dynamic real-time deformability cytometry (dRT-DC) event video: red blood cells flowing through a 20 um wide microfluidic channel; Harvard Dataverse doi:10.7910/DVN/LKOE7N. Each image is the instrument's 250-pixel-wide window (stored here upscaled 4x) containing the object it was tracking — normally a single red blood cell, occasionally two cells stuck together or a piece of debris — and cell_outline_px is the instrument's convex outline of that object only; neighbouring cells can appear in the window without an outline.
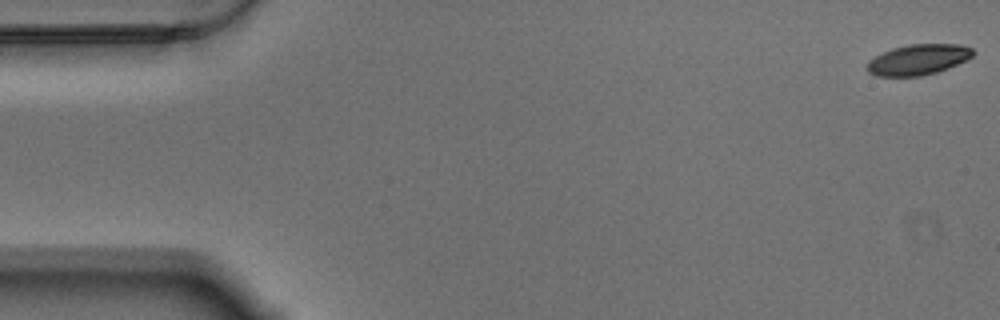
{"species": "Egyptian fruit bat (a non-hibernating species)", "species_latin": "Rousettus aegyptiacus", "temperature_condition": "warm", "stored_images_in_passage": 58, "camera_frame_rate_fps": 3000, "um_per_image_px": 0.085, "animal": {"sex": "male"}, "frame": {"image": 1, "passage_image": 1, "time_ms": 0.0, "image_size_px": [1000, 320], "cell_outline_px": [[976, 52], [968, 60], [948, 68], [936, 72], [920, 76], [876, 76], [868, 72], [864, 68], [868, 60], [892, 48], [908, 44], [960, 44], [972, 48]], "centroid_in_image_um": [78.04, 5.06], "position_along_channel_um": 7.0, "area_um2": 19.07}}
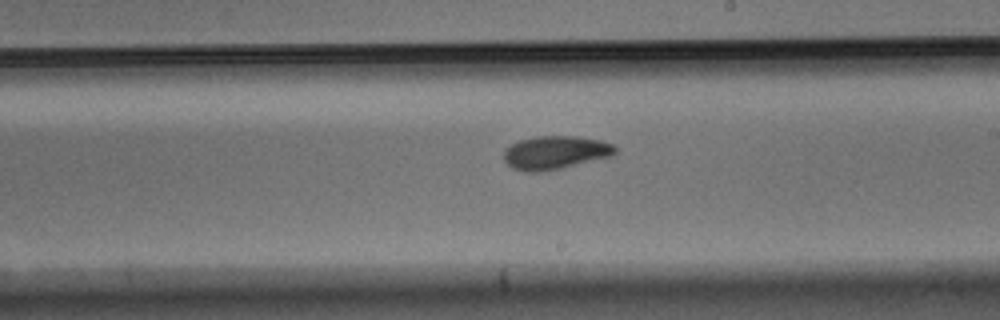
{"frame": {"image": 2, "passage_image": 33, "time_ms": 10.667, "image_size_px": [1000, 320], "cell_outline_px": [[616, 152], [612, 156], [560, 168], [536, 172], [524, 172], [512, 168], [504, 160], [504, 152], [512, 144], [520, 140], [536, 136], [576, 136], [600, 140], [616, 144]], "centroid_in_image_um": [47.22, 12.96], "position_along_channel_um": 241.8, "area_um2": 21.56}}
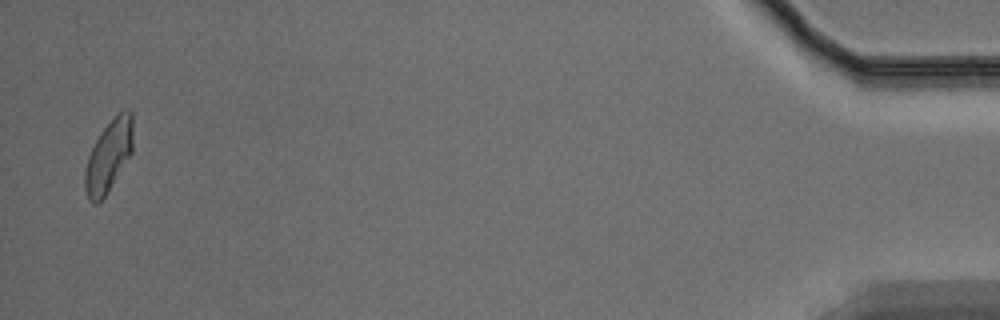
{"frame": {"image": 3, "passage_image": 57, "time_ms": 18.667, "image_size_px": [1000, 320], "cell_outline_px": [[132, 152], [108, 192], [96, 204], [92, 204], [88, 200], [84, 188], [84, 172], [88, 156], [100, 132], [124, 108], [128, 108], [132, 112]], "centroid_in_image_um": [9.22, 13.28], "position_along_channel_um": 426.0, "area_um2": 20.0}, "authors_computed_cell_mechanics": {"area_um2": 20.2589, "velocity_mm_per_s": 3.4568, "shape_relaxation_time_tau1_ms": 3.1439, "shape_relaxation_time_tau2_ms": 5.0497, "deformation_change_tau1": 0.1398, "deformation_change_tau2": 0.1063}}